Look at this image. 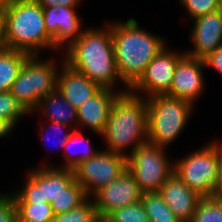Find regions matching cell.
Returning a JSON list of instances; mask_svg holds the SVG:
<instances>
[{"label": "cell", "mask_w": 222, "mask_h": 222, "mask_svg": "<svg viewBox=\"0 0 222 222\" xmlns=\"http://www.w3.org/2000/svg\"><path fill=\"white\" fill-rule=\"evenodd\" d=\"M102 29H86L66 46L64 63L73 70L86 75L101 88L113 90L119 74L112 42L111 25L104 22Z\"/></svg>", "instance_id": "1"}, {"label": "cell", "mask_w": 222, "mask_h": 222, "mask_svg": "<svg viewBox=\"0 0 222 222\" xmlns=\"http://www.w3.org/2000/svg\"><path fill=\"white\" fill-rule=\"evenodd\" d=\"M111 32L118 74L128 89L166 44L162 37L140 28L133 18L111 23Z\"/></svg>", "instance_id": "2"}, {"label": "cell", "mask_w": 222, "mask_h": 222, "mask_svg": "<svg viewBox=\"0 0 222 222\" xmlns=\"http://www.w3.org/2000/svg\"><path fill=\"white\" fill-rule=\"evenodd\" d=\"M6 48L38 55L39 50L54 49L53 38L44 24L43 7L35 0H10L3 12Z\"/></svg>", "instance_id": "3"}, {"label": "cell", "mask_w": 222, "mask_h": 222, "mask_svg": "<svg viewBox=\"0 0 222 222\" xmlns=\"http://www.w3.org/2000/svg\"><path fill=\"white\" fill-rule=\"evenodd\" d=\"M142 97L127 91L116 98L101 134L107 141V151L127 157L125 152L128 146L132 145L131 154L140 145L148 142L147 98Z\"/></svg>", "instance_id": "4"}, {"label": "cell", "mask_w": 222, "mask_h": 222, "mask_svg": "<svg viewBox=\"0 0 222 222\" xmlns=\"http://www.w3.org/2000/svg\"><path fill=\"white\" fill-rule=\"evenodd\" d=\"M194 104L169 95L147 98L148 142L166 147L183 131Z\"/></svg>", "instance_id": "5"}, {"label": "cell", "mask_w": 222, "mask_h": 222, "mask_svg": "<svg viewBox=\"0 0 222 222\" xmlns=\"http://www.w3.org/2000/svg\"><path fill=\"white\" fill-rule=\"evenodd\" d=\"M39 55H30L17 79L13 82L10 93L30 113L39 101L56 90L58 68L52 60H40Z\"/></svg>", "instance_id": "6"}, {"label": "cell", "mask_w": 222, "mask_h": 222, "mask_svg": "<svg viewBox=\"0 0 222 222\" xmlns=\"http://www.w3.org/2000/svg\"><path fill=\"white\" fill-rule=\"evenodd\" d=\"M220 146L212 142L174 164L175 174L203 198L212 197L218 179Z\"/></svg>", "instance_id": "7"}, {"label": "cell", "mask_w": 222, "mask_h": 222, "mask_svg": "<svg viewBox=\"0 0 222 222\" xmlns=\"http://www.w3.org/2000/svg\"><path fill=\"white\" fill-rule=\"evenodd\" d=\"M164 150V147L146 142L127 156V170L143 193L159 192L174 172V164Z\"/></svg>", "instance_id": "8"}, {"label": "cell", "mask_w": 222, "mask_h": 222, "mask_svg": "<svg viewBox=\"0 0 222 222\" xmlns=\"http://www.w3.org/2000/svg\"><path fill=\"white\" fill-rule=\"evenodd\" d=\"M127 170V157L111 151H99L95 156L80 162L74 169L75 180L86 195L92 196Z\"/></svg>", "instance_id": "9"}, {"label": "cell", "mask_w": 222, "mask_h": 222, "mask_svg": "<svg viewBox=\"0 0 222 222\" xmlns=\"http://www.w3.org/2000/svg\"><path fill=\"white\" fill-rule=\"evenodd\" d=\"M166 48L165 46L146 66L140 78L128 89L130 92L138 96L140 92H145V97L150 98L166 95L170 91L176 65L185 52L175 53Z\"/></svg>", "instance_id": "10"}, {"label": "cell", "mask_w": 222, "mask_h": 222, "mask_svg": "<svg viewBox=\"0 0 222 222\" xmlns=\"http://www.w3.org/2000/svg\"><path fill=\"white\" fill-rule=\"evenodd\" d=\"M142 195L138 183L126 170L113 182L96 191L92 198L99 218L104 219L116 209L140 202Z\"/></svg>", "instance_id": "11"}, {"label": "cell", "mask_w": 222, "mask_h": 222, "mask_svg": "<svg viewBox=\"0 0 222 222\" xmlns=\"http://www.w3.org/2000/svg\"><path fill=\"white\" fill-rule=\"evenodd\" d=\"M202 59L184 55L177 63L170 91L166 94L178 99H184L192 104L200 97L204 88Z\"/></svg>", "instance_id": "12"}, {"label": "cell", "mask_w": 222, "mask_h": 222, "mask_svg": "<svg viewBox=\"0 0 222 222\" xmlns=\"http://www.w3.org/2000/svg\"><path fill=\"white\" fill-rule=\"evenodd\" d=\"M75 11V7H43L46 31L53 38L54 45L60 50L62 48L64 50V46L76 40L83 31L80 30V17Z\"/></svg>", "instance_id": "13"}, {"label": "cell", "mask_w": 222, "mask_h": 222, "mask_svg": "<svg viewBox=\"0 0 222 222\" xmlns=\"http://www.w3.org/2000/svg\"><path fill=\"white\" fill-rule=\"evenodd\" d=\"M194 26L191 39L194 49L185 54L204 60L211 52L222 45V10L192 19Z\"/></svg>", "instance_id": "14"}, {"label": "cell", "mask_w": 222, "mask_h": 222, "mask_svg": "<svg viewBox=\"0 0 222 222\" xmlns=\"http://www.w3.org/2000/svg\"><path fill=\"white\" fill-rule=\"evenodd\" d=\"M163 201L181 222H191L199 202L203 199L173 172L158 192Z\"/></svg>", "instance_id": "15"}, {"label": "cell", "mask_w": 222, "mask_h": 222, "mask_svg": "<svg viewBox=\"0 0 222 222\" xmlns=\"http://www.w3.org/2000/svg\"><path fill=\"white\" fill-rule=\"evenodd\" d=\"M101 88L95 95L87 99L81 106L76 108L77 123L87 126L97 134H102L106 125L112 106L116 98L124 92Z\"/></svg>", "instance_id": "16"}, {"label": "cell", "mask_w": 222, "mask_h": 222, "mask_svg": "<svg viewBox=\"0 0 222 222\" xmlns=\"http://www.w3.org/2000/svg\"><path fill=\"white\" fill-rule=\"evenodd\" d=\"M62 66V71L57 75L56 89L74 108L81 106L101 89L97 83L73 70L64 62Z\"/></svg>", "instance_id": "17"}, {"label": "cell", "mask_w": 222, "mask_h": 222, "mask_svg": "<svg viewBox=\"0 0 222 222\" xmlns=\"http://www.w3.org/2000/svg\"><path fill=\"white\" fill-rule=\"evenodd\" d=\"M37 110L42 111L52 122H59L65 125L72 123V121L77 123L76 108L57 89L39 101L34 111Z\"/></svg>", "instance_id": "18"}, {"label": "cell", "mask_w": 222, "mask_h": 222, "mask_svg": "<svg viewBox=\"0 0 222 222\" xmlns=\"http://www.w3.org/2000/svg\"><path fill=\"white\" fill-rule=\"evenodd\" d=\"M74 173L71 169H62L42 165V194L43 199L52 203L73 181Z\"/></svg>", "instance_id": "19"}, {"label": "cell", "mask_w": 222, "mask_h": 222, "mask_svg": "<svg viewBox=\"0 0 222 222\" xmlns=\"http://www.w3.org/2000/svg\"><path fill=\"white\" fill-rule=\"evenodd\" d=\"M30 54L5 48L0 52V92H10Z\"/></svg>", "instance_id": "20"}, {"label": "cell", "mask_w": 222, "mask_h": 222, "mask_svg": "<svg viewBox=\"0 0 222 222\" xmlns=\"http://www.w3.org/2000/svg\"><path fill=\"white\" fill-rule=\"evenodd\" d=\"M141 202L150 222H181L158 192L143 193Z\"/></svg>", "instance_id": "21"}, {"label": "cell", "mask_w": 222, "mask_h": 222, "mask_svg": "<svg viewBox=\"0 0 222 222\" xmlns=\"http://www.w3.org/2000/svg\"><path fill=\"white\" fill-rule=\"evenodd\" d=\"M17 222H52L54 212L49 202L15 203Z\"/></svg>", "instance_id": "22"}, {"label": "cell", "mask_w": 222, "mask_h": 222, "mask_svg": "<svg viewBox=\"0 0 222 222\" xmlns=\"http://www.w3.org/2000/svg\"><path fill=\"white\" fill-rule=\"evenodd\" d=\"M88 196L83 187L74 180L63 192L53 199L51 205L55 215L67 212L82 204Z\"/></svg>", "instance_id": "23"}, {"label": "cell", "mask_w": 222, "mask_h": 222, "mask_svg": "<svg viewBox=\"0 0 222 222\" xmlns=\"http://www.w3.org/2000/svg\"><path fill=\"white\" fill-rule=\"evenodd\" d=\"M23 187L19 193H12L15 203L48 202L42 194V167L29 172Z\"/></svg>", "instance_id": "24"}, {"label": "cell", "mask_w": 222, "mask_h": 222, "mask_svg": "<svg viewBox=\"0 0 222 222\" xmlns=\"http://www.w3.org/2000/svg\"><path fill=\"white\" fill-rule=\"evenodd\" d=\"M93 199L88 197L78 207L54 216L52 222H99Z\"/></svg>", "instance_id": "25"}, {"label": "cell", "mask_w": 222, "mask_h": 222, "mask_svg": "<svg viewBox=\"0 0 222 222\" xmlns=\"http://www.w3.org/2000/svg\"><path fill=\"white\" fill-rule=\"evenodd\" d=\"M83 142L88 150L86 149L84 152H82V155L80 154L79 156L77 155H71L70 149H72V145L74 144H78ZM89 140L85 139L78 131H74L70 134L69 138L67 139V142L63 148L64 152H65V165L62 166V169H71L73 170L80 162L88 160L89 158L95 156L99 151L90 148L91 146H89ZM85 147V146H84ZM67 151V152H66ZM68 153V154H67ZM76 156V157H75Z\"/></svg>", "instance_id": "26"}, {"label": "cell", "mask_w": 222, "mask_h": 222, "mask_svg": "<svg viewBox=\"0 0 222 222\" xmlns=\"http://www.w3.org/2000/svg\"><path fill=\"white\" fill-rule=\"evenodd\" d=\"M105 222H150L142 202H136L109 213Z\"/></svg>", "instance_id": "27"}, {"label": "cell", "mask_w": 222, "mask_h": 222, "mask_svg": "<svg viewBox=\"0 0 222 222\" xmlns=\"http://www.w3.org/2000/svg\"><path fill=\"white\" fill-rule=\"evenodd\" d=\"M25 114H30L10 92H0V118L8 121L13 127Z\"/></svg>", "instance_id": "28"}, {"label": "cell", "mask_w": 222, "mask_h": 222, "mask_svg": "<svg viewBox=\"0 0 222 222\" xmlns=\"http://www.w3.org/2000/svg\"><path fill=\"white\" fill-rule=\"evenodd\" d=\"M191 222H222V202L212 197L203 198L199 202Z\"/></svg>", "instance_id": "29"}, {"label": "cell", "mask_w": 222, "mask_h": 222, "mask_svg": "<svg viewBox=\"0 0 222 222\" xmlns=\"http://www.w3.org/2000/svg\"><path fill=\"white\" fill-rule=\"evenodd\" d=\"M192 19L218 11L220 0H180Z\"/></svg>", "instance_id": "30"}, {"label": "cell", "mask_w": 222, "mask_h": 222, "mask_svg": "<svg viewBox=\"0 0 222 222\" xmlns=\"http://www.w3.org/2000/svg\"><path fill=\"white\" fill-rule=\"evenodd\" d=\"M0 222H17V210L11 194H0Z\"/></svg>", "instance_id": "31"}, {"label": "cell", "mask_w": 222, "mask_h": 222, "mask_svg": "<svg viewBox=\"0 0 222 222\" xmlns=\"http://www.w3.org/2000/svg\"><path fill=\"white\" fill-rule=\"evenodd\" d=\"M203 61L205 66L213 67L222 74V45L214 52H211Z\"/></svg>", "instance_id": "32"}, {"label": "cell", "mask_w": 222, "mask_h": 222, "mask_svg": "<svg viewBox=\"0 0 222 222\" xmlns=\"http://www.w3.org/2000/svg\"><path fill=\"white\" fill-rule=\"evenodd\" d=\"M42 7L65 6L76 7L80 0H35Z\"/></svg>", "instance_id": "33"}, {"label": "cell", "mask_w": 222, "mask_h": 222, "mask_svg": "<svg viewBox=\"0 0 222 222\" xmlns=\"http://www.w3.org/2000/svg\"><path fill=\"white\" fill-rule=\"evenodd\" d=\"M212 198L222 202V145L220 146V162L218 168V179L213 190Z\"/></svg>", "instance_id": "34"}, {"label": "cell", "mask_w": 222, "mask_h": 222, "mask_svg": "<svg viewBox=\"0 0 222 222\" xmlns=\"http://www.w3.org/2000/svg\"><path fill=\"white\" fill-rule=\"evenodd\" d=\"M51 124H49L50 125V128L52 127L54 130H56L58 133H59V135H61V133L63 132L62 131V128L63 127H68L67 125H65V124H62V123H59V122H50ZM70 134L71 133H67V134H65L64 136H63V138L61 139V141H60V146H65V144H66V142H67V139L69 138V136H70ZM43 138H46L45 136L43 137ZM48 138V137H47ZM61 138V137H60Z\"/></svg>", "instance_id": "35"}, {"label": "cell", "mask_w": 222, "mask_h": 222, "mask_svg": "<svg viewBox=\"0 0 222 222\" xmlns=\"http://www.w3.org/2000/svg\"><path fill=\"white\" fill-rule=\"evenodd\" d=\"M13 128L14 127L8 121L0 118V138L9 135Z\"/></svg>", "instance_id": "36"}, {"label": "cell", "mask_w": 222, "mask_h": 222, "mask_svg": "<svg viewBox=\"0 0 222 222\" xmlns=\"http://www.w3.org/2000/svg\"><path fill=\"white\" fill-rule=\"evenodd\" d=\"M6 48L4 43V31H3V25H0V52L3 51Z\"/></svg>", "instance_id": "37"}, {"label": "cell", "mask_w": 222, "mask_h": 222, "mask_svg": "<svg viewBox=\"0 0 222 222\" xmlns=\"http://www.w3.org/2000/svg\"><path fill=\"white\" fill-rule=\"evenodd\" d=\"M5 1L0 0V25H3V12H4V7H5Z\"/></svg>", "instance_id": "38"}, {"label": "cell", "mask_w": 222, "mask_h": 222, "mask_svg": "<svg viewBox=\"0 0 222 222\" xmlns=\"http://www.w3.org/2000/svg\"><path fill=\"white\" fill-rule=\"evenodd\" d=\"M220 9L222 10V0H220Z\"/></svg>", "instance_id": "39"}]
</instances>
